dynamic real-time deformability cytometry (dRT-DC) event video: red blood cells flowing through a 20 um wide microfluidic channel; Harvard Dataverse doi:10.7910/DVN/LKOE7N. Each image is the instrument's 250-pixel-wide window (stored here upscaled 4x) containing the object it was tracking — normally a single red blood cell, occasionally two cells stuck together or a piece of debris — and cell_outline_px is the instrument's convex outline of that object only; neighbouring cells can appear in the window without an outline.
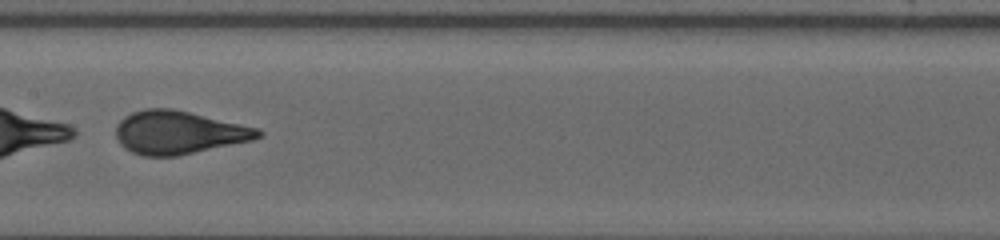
{"species": "human", "species_latin": "Homo sapiens", "temperature_condition": "warm", "stored_images_in_passage": 37, "camera_frame_rate_fps": 3000, "um_per_image_px": 0.085, "donor": {"sex": "female"}, "frame": {"image": 1, "passage_image": 30, "time_ms": 5.333, "image_size_px": [1000, 240], "cell_outline_px": [[264, 136], [252, 140], [176, 156], [144, 156], [132, 152], [124, 148], [120, 144], [116, 136], [116, 124], [124, 116], [132, 112], [144, 108], [172, 108], [256, 128], [264, 132]], "centroid_in_image_um": [15.14, 11.26], "position_along_channel_um": 192.3, "area_um2": 35.55}}
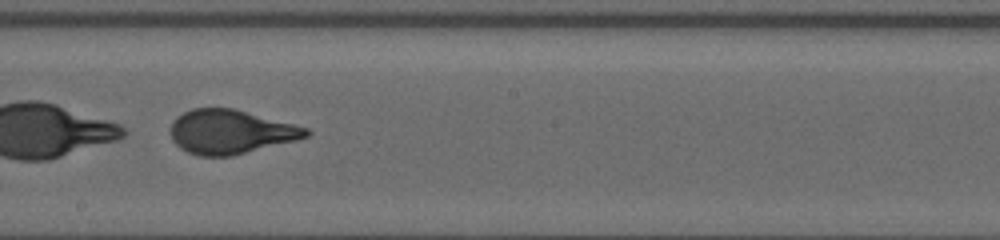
{"frame": {"image": 2, "passage_image": 32, "time_ms": 6.667, "image_size_px": [1000, 240], "cell_outline_px": [[312, 132], [308, 136], [296, 140], [232, 156], [200, 156], [188, 152], [180, 148], [172, 140], [172, 124], [176, 116], [192, 108], [236, 108], [308, 128]], "centroid_in_image_um": [19.61, 11.2], "position_along_channel_um": 228.6, "area_um2": 34.8}}
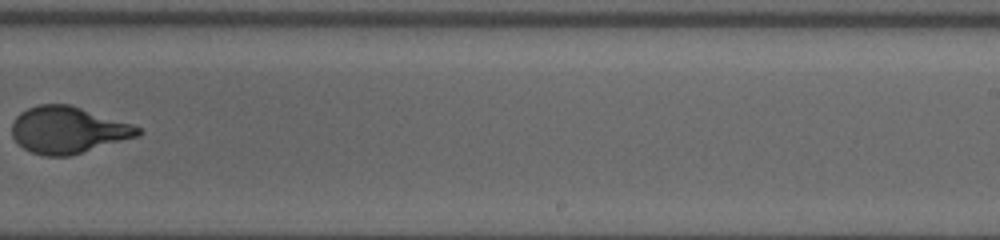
{"frame": {"image": 3, "passage_image": 35, "time_ms": 8.667, "image_size_px": [1000, 240], "cell_outline_px": [[144, 132], [140, 136], [68, 156], [44, 156], [32, 152], [24, 148], [12, 136], [12, 120], [20, 112], [28, 108], [40, 104], [68, 104], [132, 124], [140, 128]], "centroid_in_image_um": [5.78, 11.05], "position_along_channel_um": 283.2, "area_um2": 34.16}}